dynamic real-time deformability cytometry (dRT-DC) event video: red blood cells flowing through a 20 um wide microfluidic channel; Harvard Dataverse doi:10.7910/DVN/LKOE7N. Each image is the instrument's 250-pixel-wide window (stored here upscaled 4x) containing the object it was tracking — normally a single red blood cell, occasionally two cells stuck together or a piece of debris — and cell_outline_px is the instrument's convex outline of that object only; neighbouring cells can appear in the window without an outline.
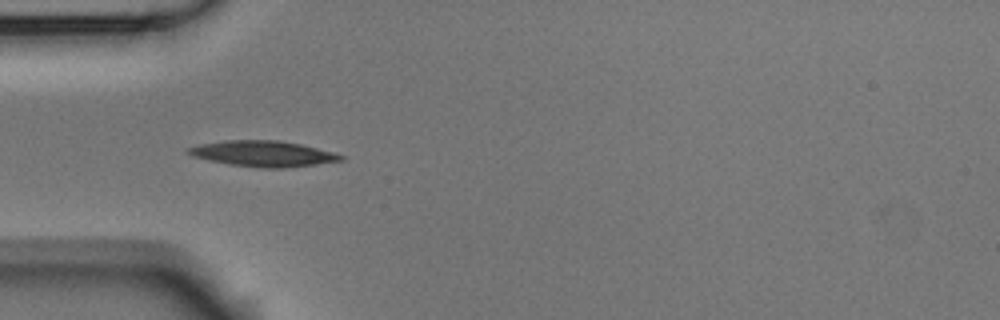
{"species": "Egyptian fruit bat (a non-hibernating species)", "species_latin": "Rousettus aegyptiacus", "temperature_condition": "room temperature", "stored_images_in_passage": 8, "camera_frame_rate_fps": 3000, "um_per_image_px": 0.085, "animal": {"sex": "male"}, "frame": {"image": 1, "passage_image": 5, "time_ms": 1.333, "image_size_px": [1000, 320], "cell_outline_px": [[344, 160], [316, 164], [284, 168], [264, 168], [228, 164], [208, 160], [192, 156], [184, 152], [188, 148], [200, 144], [224, 140], [280, 140], [300, 144], [332, 152], [344, 156]], "centroid_in_image_um": [22.32, 13.06], "position_along_channel_um": 62.7, "area_um2": 22.83}}
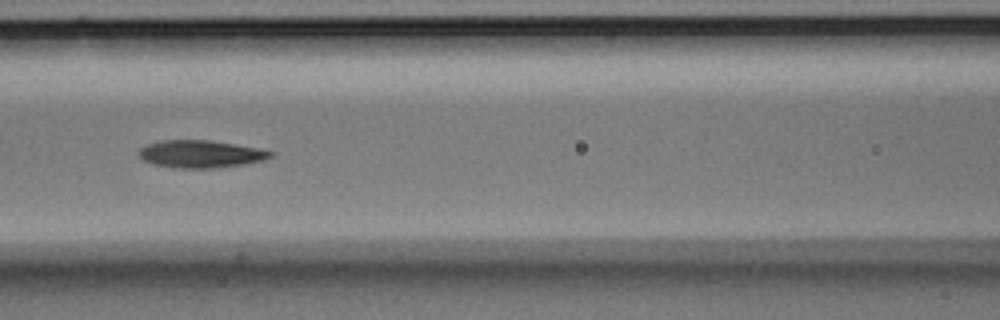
{"frame": {"image": 2, "passage_image": 7, "time_ms": 2.0, "image_size_px": [1000, 320], "cell_outline_px": [[276, 152], [272, 156], [264, 160], [244, 164], [216, 168], [172, 168], [152, 164], [144, 160], [140, 156], [140, 148], [148, 144], [160, 140], [212, 140], [260, 148]], "centroid_in_image_um": [17.09, 13.09], "position_along_channel_um": 149.5, "area_um2": 21.27}}
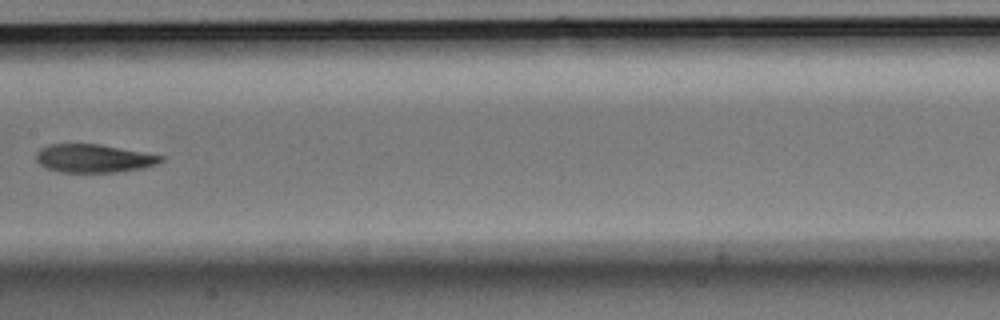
{"frame": {"image": 3, "passage_image": 8, "time_ms": 2.333, "image_size_px": [1000, 320], "cell_outline_px": [[164, 160], [156, 164], [144, 168], [116, 172], [60, 172], [44, 168], [36, 160], [36, 152], [40, 148], [48, 144], [100, 144], [164, 156]], "centroid_in_image_um": [7.94, 13.46], "position_along_channel_um": 199.5, "area_um2": 20.63}}